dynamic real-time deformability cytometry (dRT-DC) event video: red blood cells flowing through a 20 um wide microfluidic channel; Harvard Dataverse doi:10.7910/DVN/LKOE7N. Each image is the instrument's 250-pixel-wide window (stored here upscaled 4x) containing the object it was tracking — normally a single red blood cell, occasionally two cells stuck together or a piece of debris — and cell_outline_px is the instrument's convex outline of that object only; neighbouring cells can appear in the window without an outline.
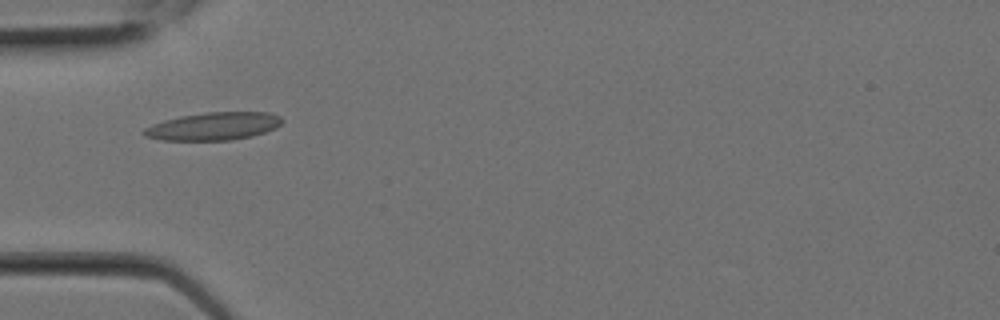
{"species": "Egyptian fruit bat (a non-hibernating species)", "species_latin": "Rousettus aegyptiacus", "temperature_condition": "room temperature", "stored_images_in_passage": 8, "camera_frame_rate_fps": 3000, "um_per_image_px": 0.085, "animal": {"sex": "female"}, "frame": {"image": 1, "passage_image": 7, "time_ms": 2.0, "image_size_px": [1000, 320], "cell_outline_px": [[284, 120], [276, 128], [252, 136], [232, 140], [160, 140], [144, 136], [140, 132], [144, 128], [152, 124], [164, 120], [180, 116], [204, 112], [268, 112], [280, 116]], "centroid_in_image_um": [18.13, 10.73], "position_along_channel_um": 66.9, "area_um2": 22.54}}